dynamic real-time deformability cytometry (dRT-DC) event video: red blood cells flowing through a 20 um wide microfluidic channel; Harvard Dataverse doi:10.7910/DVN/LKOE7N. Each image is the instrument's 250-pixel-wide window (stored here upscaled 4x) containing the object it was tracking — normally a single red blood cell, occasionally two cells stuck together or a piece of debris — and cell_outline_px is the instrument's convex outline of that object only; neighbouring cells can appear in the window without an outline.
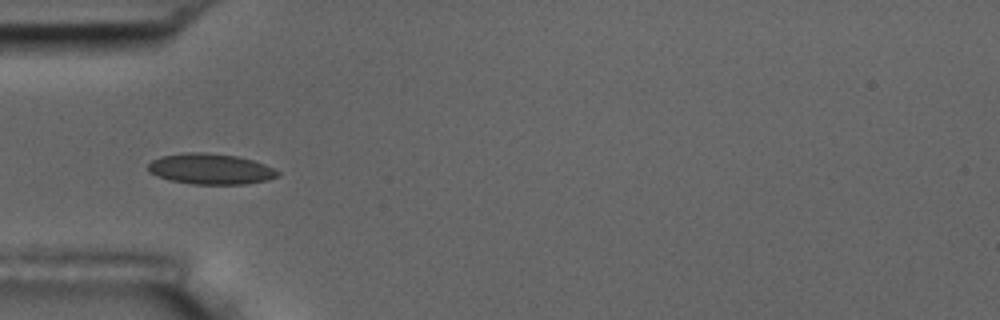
{"species": "common noctule bat (a hibernating species)", "species_latin": "Nyctalus noctula", "temperature_condition": "room temperature", "stored_images_in_passage": 15, "camera_frame_rate_fps": 3000, "um_per_image_px": 0.085, "animal": {"sex": "male", "body_mass_g": 17.5, "forearm_length_mm": 52.3}, "frame": {"image": 1, "passage_image": 5, "time_ms": 1.333, "image_size_px": [1000, 320], "cell_outline_px": [[280, 176], [268, 180], [244, 184], [192, 184], [168, 180], [148, 172], [148, 164], [152, 160], [160, 156], [188, 152], [204, 152], [236, 156], [252, 160], [264, 164], [280, 172]], "centroid_in_image_um": [17.88, 14.36], "position_along_channel_um": 67.1, "area_um2": 23.24}}